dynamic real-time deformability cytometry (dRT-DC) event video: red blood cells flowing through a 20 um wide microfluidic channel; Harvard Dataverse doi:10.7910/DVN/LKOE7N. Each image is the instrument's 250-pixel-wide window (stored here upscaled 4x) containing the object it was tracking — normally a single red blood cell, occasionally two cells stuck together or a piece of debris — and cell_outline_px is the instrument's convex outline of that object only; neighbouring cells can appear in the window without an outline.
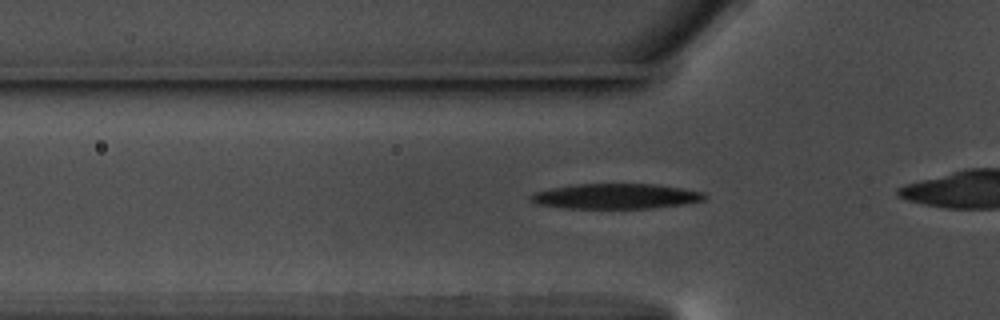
{"species": "common noctule bat (a hibernating species)", "species_latin": "Nyctalus noctula", "temperature_condition": "warm", "stored_images_in_passage": 39, "camera_frame_rate_fps": 3000, "um_per_image_px": 0.085, "animal": {"sex": "male", "body_mass_g": 17.5, "forearm_length_mm": 52.3}, "frame": {"image": 1, "passage_image": 12, "time_ms": 3.667, "image_size_px": [1000, 320], "cell_outline_px": [[708, 196], [704, 200], [684, 204], [652, 208], [564, 208], [536, 204], [528, 200], [528, 196], [532, 192], [552, 188], [576, 184], [656, 184], [704, 192]], "centroid_in_image_um": [52.3, 16.68], "position_along_channel_um": 73.5, "area_um2": 25.66}}
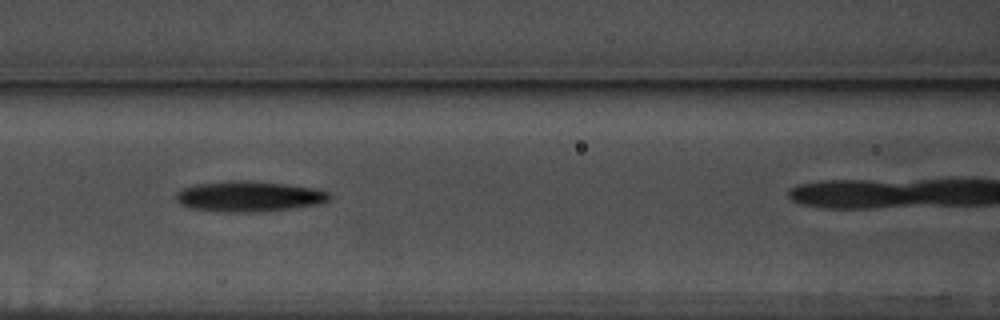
{"frame": {"image": 2, "passage_image": 18, "time_ms": 5.667, "image_size_px": [1000, 320], "cell_outline_px": [[332, 196], [328, 200], [320, 204], [260, 212], [224, 212], [192, 208], [180, 204], [176, 200], [176, 192], [184, 188], [196, 184], [228, 180], [248, 180], [284, 184], [316, 188], [328, 192]], "centroid_in_image_um": [21.16, 16.69], "position_along_channel_um": 145.4, "area_um2": 27.34}}
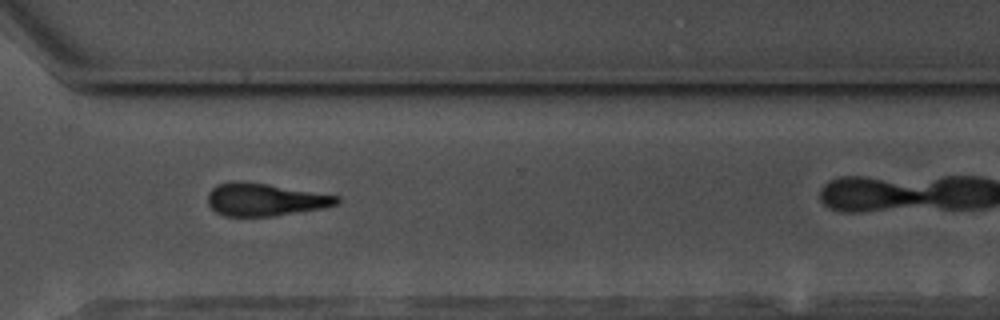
{"frame": {"image": 3, "passage_image": 35, "time_ms": 11.333, "image_size_px": [1000, 320], "cell_outline_px": [[340, 200], [336, 204], [320, 208], [276, 216], [224, 216], [216, 212], [208, 204], [208, 192], [212, 188], [228, 180], [240, 180], [268, 184], [340, 196]], "centroid_in_image_um": [22.47, 16.95], "position_along_channel_um": 348.1, "area_um2": 24.57}}